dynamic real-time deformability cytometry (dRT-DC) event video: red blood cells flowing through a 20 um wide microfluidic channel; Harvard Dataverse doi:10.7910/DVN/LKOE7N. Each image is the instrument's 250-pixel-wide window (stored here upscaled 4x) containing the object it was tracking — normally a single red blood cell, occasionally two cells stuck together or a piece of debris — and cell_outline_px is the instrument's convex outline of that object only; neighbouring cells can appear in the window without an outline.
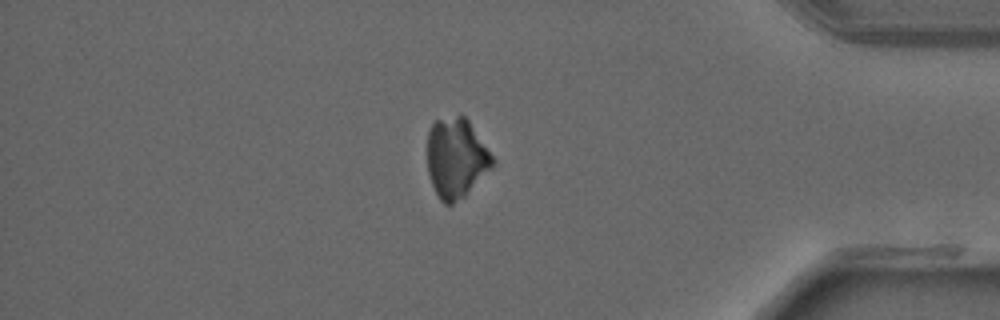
{"species": "common noctule bat (a hibernating species)", "species_latin": "Nyctalus noctula", "temperature_condition": "warm", "stored_images_in_passage": 40, "camera_frame_rate_fps": 3000, "um_per_image_px": 0.085, "animal": {"sex": "male", "forearm_length_mm": 52.5}, "frame": {"image": 1, "passage_image": 34, "time_ms": 11.0, "image_size_px": [1000, 320], "cell_outline_px": [[496, 160], [492, 168], [464, 196], [452, 204], [444, 204], [440, 200], [432, 184], [428, 172], [428, 132], [432, 124], [436, 120], [460, 112], [468, 120]], "centroid_in_image_um": [38.78, 13.4], "position_along_channel_um": 396.4, "area_um2": 30.4}}
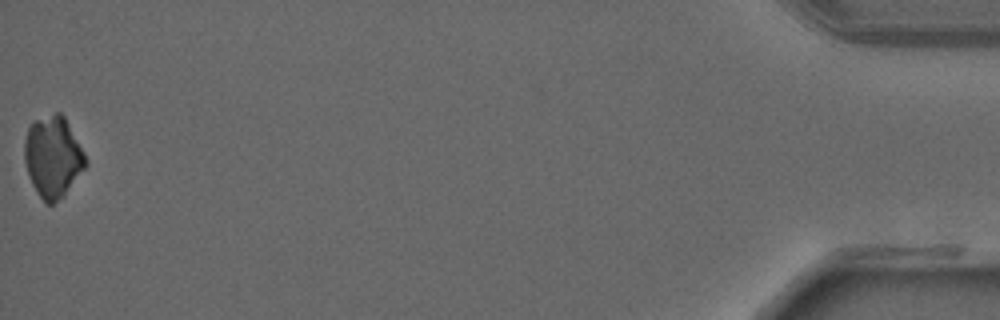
{"frame": {"image": 2, "passage_image": 40, "time_ms": 13.0, "image_size_px": [1000, 320], "cell_outline_px": [[88, 164], [64, 196], [52, 204], [48, 204], [36, 192], [32, 184], [24, 160], [24, 140], [28, 128], [36, 120], [56, 112], [60, 112], [64, 116], [84, 152], [88, 160]], "centroid_in_image_um": [4.51, 13.34], "position_along_channel_um": 430.7, "area_um2": 28.78}}